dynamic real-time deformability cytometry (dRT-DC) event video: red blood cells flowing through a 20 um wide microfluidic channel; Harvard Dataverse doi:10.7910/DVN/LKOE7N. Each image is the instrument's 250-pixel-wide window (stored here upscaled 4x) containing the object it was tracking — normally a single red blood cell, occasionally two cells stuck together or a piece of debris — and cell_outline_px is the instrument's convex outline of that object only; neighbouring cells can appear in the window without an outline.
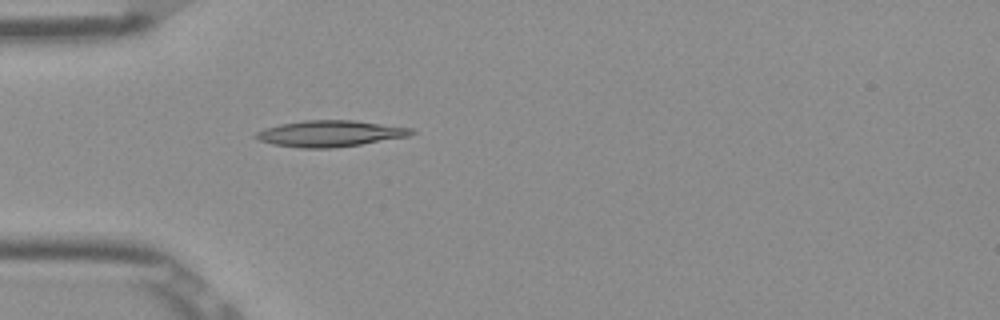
{"species": "Egyptian fruit bat (a non-hibernating species)", "species_latin": "Rousettus aegyptiacus", "temperature_condition": "room temperature", "stored_images_in_passage": 34, "camera_frame_rate_fps": 3000, "um_per_image_px": 0.085, "frame": {"image": 1, "passage_image": 1, "time_ms": 0.0, "image_size_px": [1000, 320], "cell_outline_px": [[416, 132], [408, 136], [360, 144], [332, 148], [300, 148], [272, 144], [260, 140], [252, 136], [256, 132], [264, 128], [280, 124], [304, 120], [356, 120], [412, 128]], "centroid_in_image_um": [28.03, 11.34], "position_along_channel_um": 57.0, "area_um2": 23.76}}
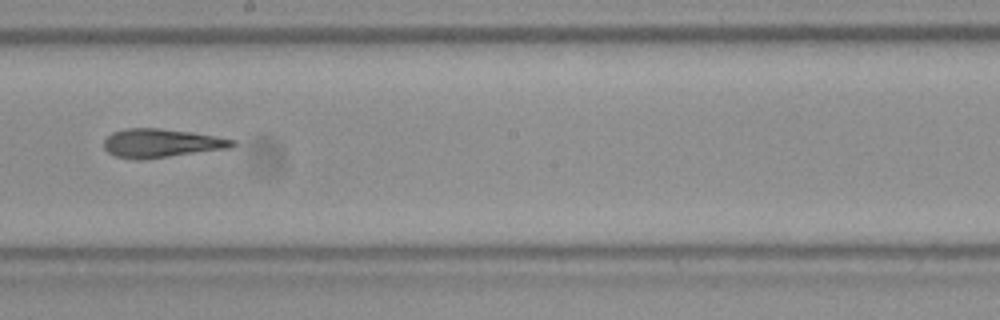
{"frame": {"image": 2, "passage_image": 15, "time_ms": 4.667, "image_size_px": [1000, 320], "cell_outline_px": [[236, 144], [232, 148], [140, 160], [136, 160], [116, 156], [108, 152], [104, 148], [104, 140], [112, 132], [124, 128], [160, 128], [192, 132], [216, 136], [236, 140]], "centroid_in_image_um": [13.73, 12.16], "position_along_channel_um": 234.5, "area_um2": 21.62}}
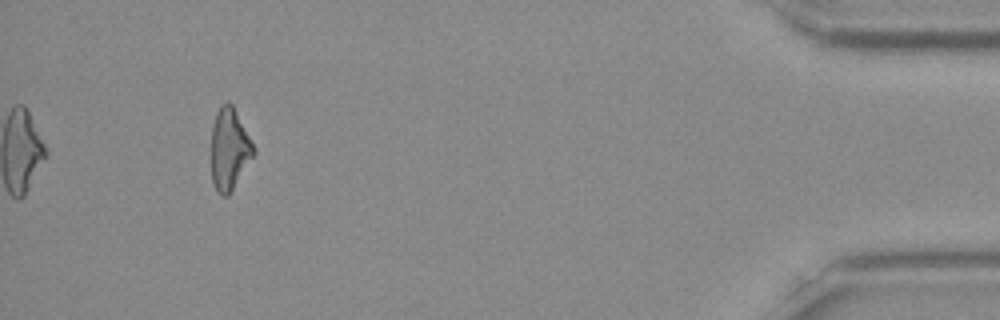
{"frame": {"image": 3, "passage_image": 34, "time_ms": 11.0, "image_size_px": [1000, 320], "cell_outline_px": [[256, 152], [228, 196], [220, 196], [216, 192], [212, 184], [212, 124], [216, 112], [220, 104], [228, 100], [232, 104], [252, 140], [256, 148]], "centroid_in_image_um": [19.5, 12.66], "position_along_channel_um": 415.7, "area_um2": 20.4}, "authors_computed_cell_mechanics": {"area_um2": 21.1259, "velocity_mm_per_s": 3.9121, "shape_relaxation_time_tau1_ms": 8.7956, "shape_relaxation_time_tau2_ms": 1.9427, "deformation_change_tau1": 0.2452, "deformation_change_tau2": 0.1155}}